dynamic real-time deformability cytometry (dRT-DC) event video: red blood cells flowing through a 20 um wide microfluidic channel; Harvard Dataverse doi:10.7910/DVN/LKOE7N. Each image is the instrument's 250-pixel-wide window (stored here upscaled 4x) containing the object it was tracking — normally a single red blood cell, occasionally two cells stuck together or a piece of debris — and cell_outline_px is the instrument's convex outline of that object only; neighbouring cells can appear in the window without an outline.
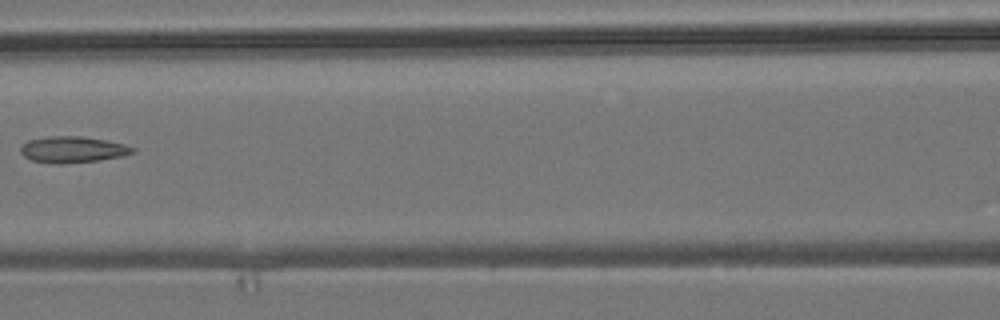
{"species": "common noctule bat (a hibernating species)", "species_latin": "Nyctalus noctula", "temperature_condition": "room temperature", "stored_images_in_passage": 5, "camera_frame_rate_fps": 3000, "um_per_image_px": 0.085, "animal": {"sex": "male", "body_mass_g": 19.2, "forearm_length_mm": 51.8}, "frame": {"image": 1, "passage_image": 5, "time_ms": 7.333, "image_size_px": [1000, 320], "cell_outline_px": [[136, 152], [124, 156], [100, 160], [60, 164], [56, 164], [32, 160], [24, 156], [20, 152], [20, 148], [28, 140], [48, 136], [80, 136], [108, 140], [124, 144], [136, 148]], "centroid_in_image_um": [6.22, 12.71], "position_along_channel_um": 160.4, "area_um2": 17.28}}